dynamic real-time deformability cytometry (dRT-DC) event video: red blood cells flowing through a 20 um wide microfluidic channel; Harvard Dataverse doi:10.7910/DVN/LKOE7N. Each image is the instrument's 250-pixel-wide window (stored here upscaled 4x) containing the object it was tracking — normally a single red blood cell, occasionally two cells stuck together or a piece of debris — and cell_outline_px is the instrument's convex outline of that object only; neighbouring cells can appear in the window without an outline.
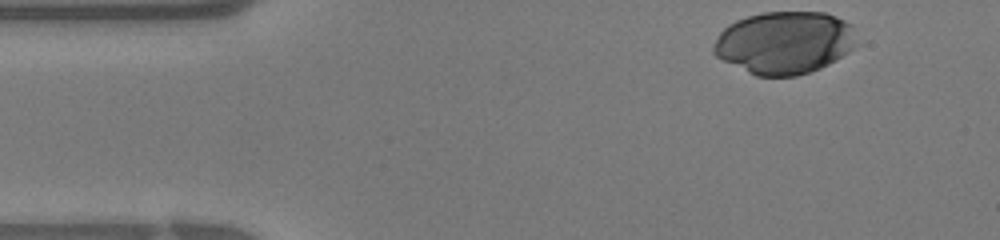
{"species": "human", "species_latin": "Homo sapiens", "temperature_condition": "warm", "stored_images_in_passage": 28, "camera_frame_rate_fps": 3000, "um_per_image_px": 0.085, "donor": {"sex": "female"}, "frame": {"image": 1, "passage_image": 1, "time_ms": 0.0, "image_size_px": [1000, 240], "cell_outline_px": [[856, 48], [828, 64], [820, 68], [796, 76], [756, 76], [716, 56], [712, 52], [712, 48], [720, 32], [728, 24], [736, 20], [748, 16], [764, 12], [824, 12], [836, 16], [844, 20], [848, 24], [856, 44]], "centroid_in_image_um": [66.66, 3.62], "position_along_channel_um": 18.3, "area_um2": 51.79}}
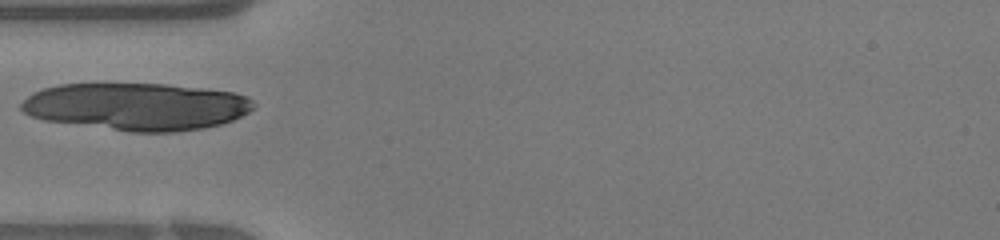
{"frame": {"image": 2, "passage_image": 9, "time_ms": 2.667, "image_size_px": [1000, 240], "cell_outline_px": [[256, 104], [248, 112], [232, 120], [220, 124], [204, 128], [176, 132], [132, 132], [44, 120], [32, 116], [24, 112], [20, 108], [20, 104], [32, 92], [44, 88], [60, 84], [164, 84], [200, 88], [232, 92], [248, 96]], "centroid_in_image_um": [11.6, 9.06], "position_along_channel_um": 73.4, "area_um2": 63.98}}
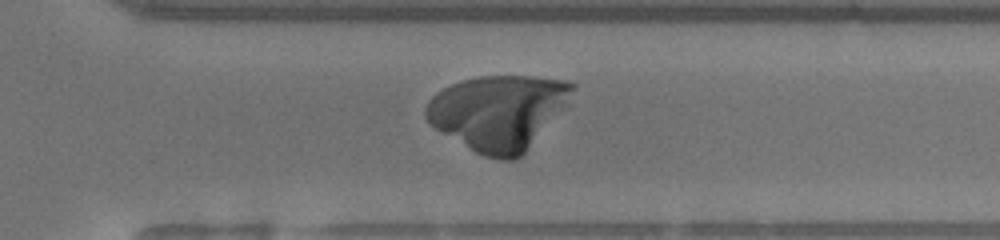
{"frame": {"image": 3, "passage_image": 24, "time_ms": 7.667, "image_size_px": [1000, 240], "cell_outline_px": [[576, 84], [568, 104], [524, 152], [516, 160], [500, 160], [484, 156], [476, 152], [428, 124], [424, 116], [424, 112], [428, 100], [436, 92], [460, 80], [480, 76], [532, 76], [568, 80]], "centroid_in_image_um": [42.35, 9.52], "position_along_channel_um": 328.2, "area_um2": 63.75}}